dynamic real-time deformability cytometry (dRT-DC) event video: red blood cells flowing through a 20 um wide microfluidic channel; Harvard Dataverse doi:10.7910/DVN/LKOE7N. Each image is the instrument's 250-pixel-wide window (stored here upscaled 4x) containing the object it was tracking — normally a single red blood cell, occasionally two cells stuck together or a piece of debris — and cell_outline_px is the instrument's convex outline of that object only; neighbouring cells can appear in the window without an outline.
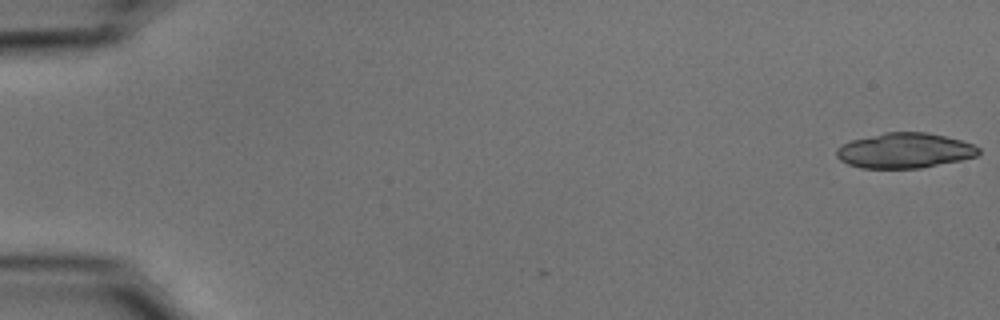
{"species": "common noctule bat (a hibernating species)", "species_latin": "Nyctalus noctula", "temperature_condition": "cold", "stored_images_in_passage": 21, "camera_frame_rate_fps": 3000, "um_per_image_px": 0.085, "animal": {"sex": "male", "body_mass_g": 15.6}, "frame": {"image": 1, "passage_image": 1, "time_ms": 0.0, "image_size_px": [1000, 320], "cell_outline_px": [[980, 152], [976, 156], [960, 160], [920, 168], [860, 168], [848, 164], [840, 160], [836, 156], [836, 148], [852, 140], [884, 132], [928, 132], [960, 140], [972, 144], [980, 148]], "centroid_in_image_um": [76.88, 12.8], "position_along_channel_um": 8.1, "area_um2": 29.02}}
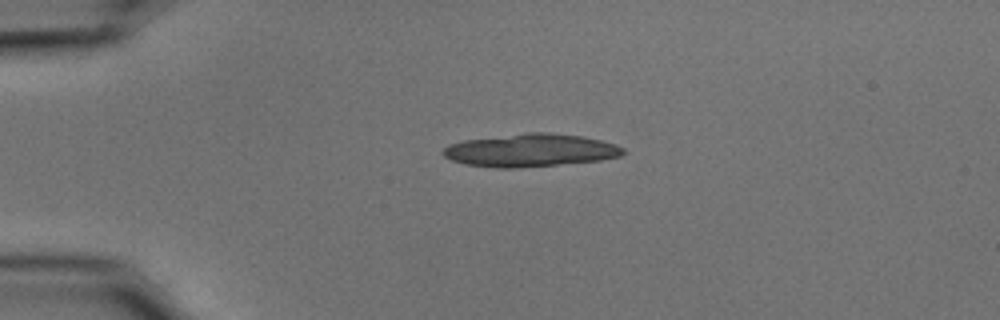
{"frame": {"image": 2, "passage_image": 13, "time_ms": 4.0, "image_size_px": [1000, 320], "cell_outline_px": [[624, 152], [620, 156], [600, 160], [516, 168], [496, 168], [464, 164], [452, 160], [444, 156], [440, 152], [448, 144], [464, 140], [528, 132], [548, 132], [580, 136], [600, 140], [616, 144], [624, 148]], "centroid_in_image_um": [45.05, 12.77], "position_along_channel_um": 39.9, "area_um2": 34.39}}